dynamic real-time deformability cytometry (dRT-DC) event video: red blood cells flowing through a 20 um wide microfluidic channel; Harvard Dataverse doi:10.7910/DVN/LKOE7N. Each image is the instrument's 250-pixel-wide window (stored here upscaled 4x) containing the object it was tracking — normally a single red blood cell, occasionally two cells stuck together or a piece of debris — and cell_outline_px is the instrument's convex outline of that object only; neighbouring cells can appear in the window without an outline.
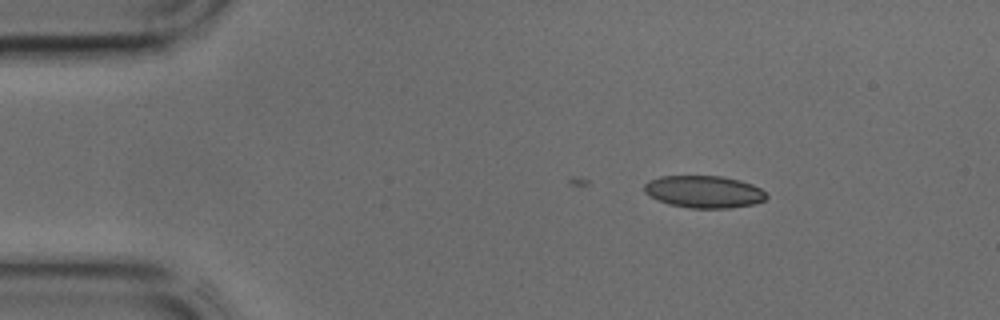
{"species": "common noctule bat (a hibernating species)", "species_latin": "Nyctalus noctula", "temperature_condition": "cold", "stored_images_in_passage": 3, "camera_frame_rate_fps": 3000, "um_per_image_px": 0.085, "animal": {"sex": "male", "body_mass_g": 17.9, "forearm_length_mm": 54.2}, "frame": {"image": 1, "passage_image": 3, "time_ms": 0.667, "image_size_px": [1000, 320], "cell_outline_px": [[768, 196], [764, 200], [752, 204], [728, 208], [692, 208], [668, 204], [644, 192], [644, 184], [648, 180], [660, 176], [724, 176], [740, 180], [752, 184], [760, 188]], "centroid_in_image_um": [59.83, 16.28], "position_along_channel_um": 25.2, "area_um2": 22.83}}